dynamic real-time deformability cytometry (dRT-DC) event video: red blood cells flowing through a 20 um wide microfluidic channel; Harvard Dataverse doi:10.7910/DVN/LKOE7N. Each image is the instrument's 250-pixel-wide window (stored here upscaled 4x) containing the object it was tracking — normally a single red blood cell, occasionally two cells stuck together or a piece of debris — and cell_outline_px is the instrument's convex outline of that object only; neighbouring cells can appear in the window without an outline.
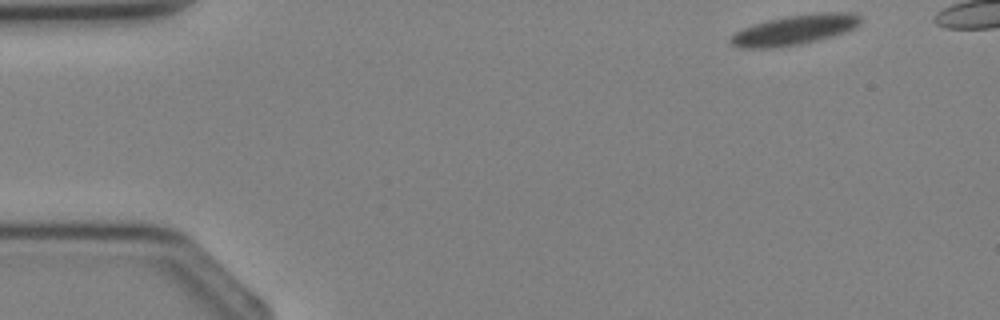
{"species": "Egyptian fruit bat (a non-hibernating species)", "species_latin": "Rousettus aegyptiacus", "temperature_condition": "cold", "stored_images_in_passage": 3, "segment_of_instrument_passage": [2, 2], "camera_frame_rate_fps": 3000, "um_per_image_px": 0.085, "animal": {"sex": "female"}, "frame": {"image": 1, "passage_image": 3, "time_ms": 2.333, "image_size_px": [1000, 320], "cell_outline_px": [[860, 24], [848, 32], [800, 44], [776, 48], [740, 48], [732, 44], [728, 40], [736, 32], [744, 28], [756, 24], [788, 16], [824, 12], [852, 12], [860, 16]], "centroid_in_image_um": [67.58, 2.55], "position_along_channel_um": 17.4, "area_um2": 22.37}}